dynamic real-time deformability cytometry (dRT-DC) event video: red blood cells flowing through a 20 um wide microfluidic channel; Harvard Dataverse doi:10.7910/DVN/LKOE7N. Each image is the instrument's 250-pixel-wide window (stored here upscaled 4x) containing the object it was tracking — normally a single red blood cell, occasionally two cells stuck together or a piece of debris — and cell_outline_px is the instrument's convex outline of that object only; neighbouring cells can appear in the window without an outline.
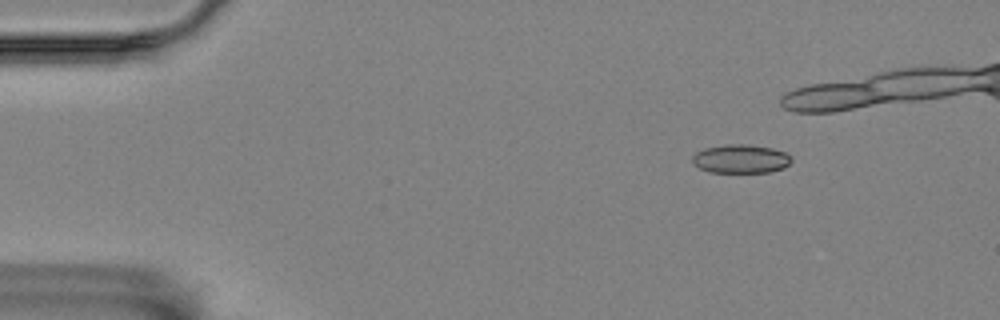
{"species": "Egyptian fruit bat (a non-hibernating species)", "species_latin": "Rousettus aegyptiacus", "temperature_condition": "room temperature", "stored_images_in_passage": 12, "camera_frame_rate_fps": 3000, "um_per_image_px": 0.085, "animal": {"sex": "female"}, "frame": {"image": 1, "passage_image": 1, "time_ms": 0.0, "image_size_px": [1000, 320], "cell_outline_px": [[792, 160], [784, 168], [768, 172], [708, 172], [700, 168], [692, 160], [692, 156], [696, 152], [704, 148], [728, 144], [748, 144], [772, 148], [784, 152], [792, 156]], "centroid_in_image_um": [62.98, 13.49], "position_along_channel_um": 22.0, "area_um2": 16.53}}